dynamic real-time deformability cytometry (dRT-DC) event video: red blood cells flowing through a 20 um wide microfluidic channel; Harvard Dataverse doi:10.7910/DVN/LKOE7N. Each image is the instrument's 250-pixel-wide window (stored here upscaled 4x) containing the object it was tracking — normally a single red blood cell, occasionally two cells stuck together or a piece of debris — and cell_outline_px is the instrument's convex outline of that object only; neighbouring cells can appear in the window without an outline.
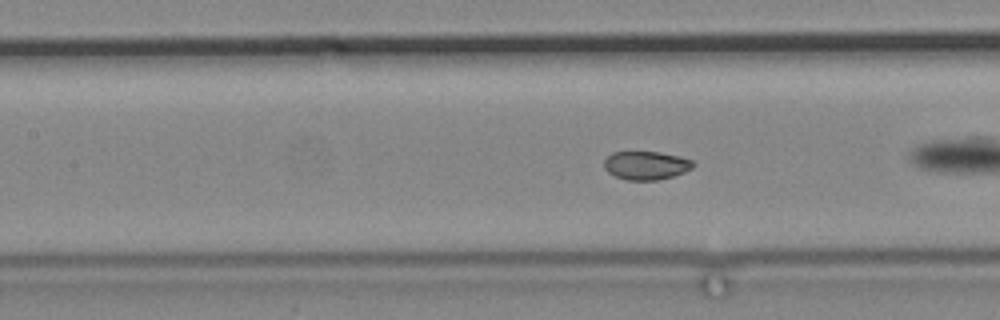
{"species": "common noctule bat (a hibernating species)", "species_latin": "Nyctalus noctula", "temperature_condition": "cold", "stored_images_in_passage": 46, "camera_frame_rate_fps": 3000, "um_per_image_px": 0.085, "animal": {"sex": "male", "body_mass_g": 19.2, "forearm_length_mm": 51.8}, "frame": {"image": 1, "passage_image": 10, "time_ms": 3.0, "image_size_px": [1000, 320], "cell_outline_px": [[696, 164], [692, 168], [684, 172], [672, 176], [656, 180], [628, 180], [616, 176], [608, 172], [604, 168], [604, 160], [612, 152], [660, 152], [680, 156], [692, 160]], "centroid_in_image_um": [54.93, 14.05], "position_along_channel_um": 152.5, "area_um2": 14.74}}
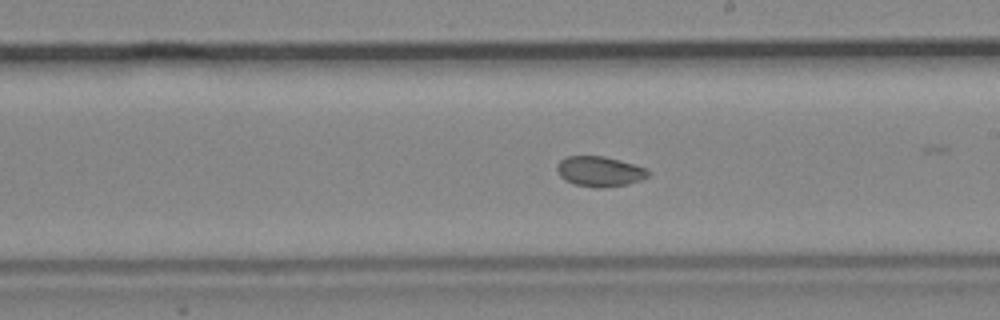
{"frame": {"image": 2, "passage_image": 18, "time_ms": 5.667, "image_size_px": [1000, 320], "cell_outline_px": [[648, 176], [640, 180], [628, 184], [600, 188], [596, 188], [576, 184], [564, 180], [560, 176], [556, 168], [556, 164], [560, 160], [568, 156], [604, 156], [620, 160], [644, 168], [648, 172]], "centroid_in_image_um": [50.92, 14.57], "position_along_channel_um": 238.1, "area_um2": 15.9}}
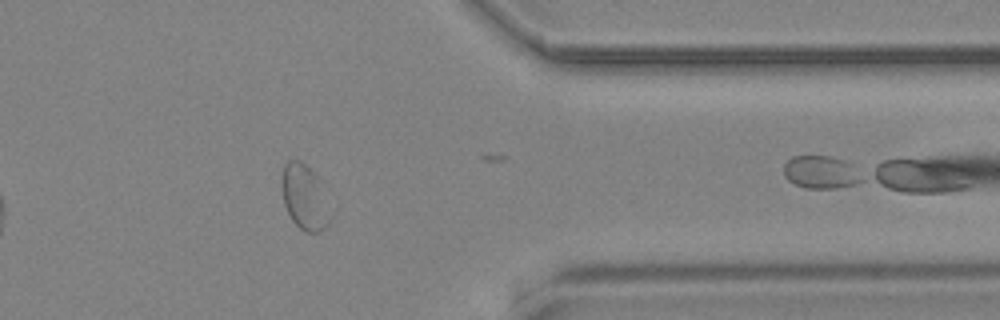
{"frame": {"image": 3, "passage_image": 33, "time_ms": 10.667, "image_size_px": [1000, 320], "cell_outline_px": [[332, 220], [320, 232], [304, 232], [292, 220], [284, 204], [284, 164], [288, 160], [300, 160], [320, 180]], "centroid_in_image_um": [25.93, 16.81], "position_along_channel_um": 385.5, "area_um2": 17.8}}